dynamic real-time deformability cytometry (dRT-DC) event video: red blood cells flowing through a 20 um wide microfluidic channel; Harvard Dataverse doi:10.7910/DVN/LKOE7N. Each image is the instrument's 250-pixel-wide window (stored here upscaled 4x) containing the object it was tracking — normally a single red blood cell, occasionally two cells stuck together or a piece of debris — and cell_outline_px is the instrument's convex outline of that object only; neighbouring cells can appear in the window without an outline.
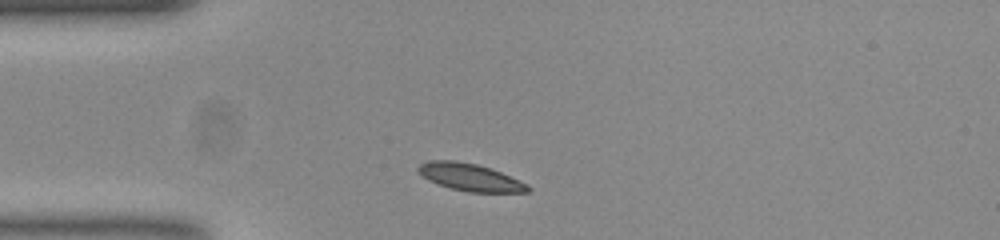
{"species": "common noctule bat (a hibernating species)", "species_latin": "Nyctalus noctula", "temperature_condition": "room temperature", "stored_images_in_passage": 33, "camera_frame_rate_fps": 3000, "um_per_image_px": 0.085, "animal": {"sex": "female", "body_mass_g": 23.0, "forearm_length_mm": 53.4}, "frame": {"image": 1, "passage_image": 1, "time_ms": 0.0, "image_size_px": [1000, 240], "cell_outline_px": [[528, 192], [468, 192], [452, 188], [428, 180], [416, 168], [420, 164], [432, 160], [452, 160], [476, 164], [500, 172], [524, 184], [528, 188]], "centroid_in_image_um": [39.89, 15.06], "position_along_channel_um": 45.1, "area_um2": 16.76}}
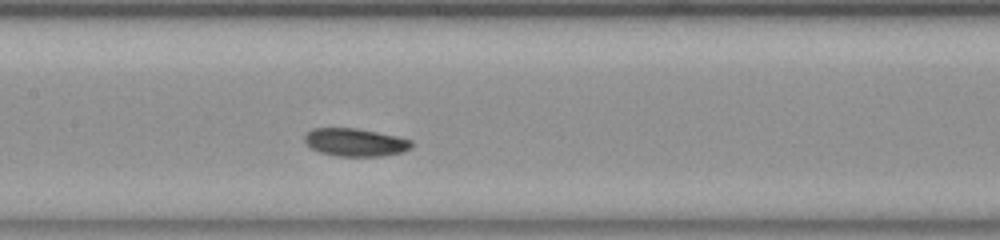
{"frame": {"image": 2, "passage_image": 13, "time_ms": 4.0, "image_size_px": [1000, 240], "cell_outline_px": [[412, 144], [408, 148], [400, 152], [380, 156], [340, 156], [320, 152], [312, 148], [304, 140], [304, 136], [312, 128], [356, 128], [396, 136], [412, 140]], "centroid_in_image_um": [30.17, 12.09], "position_along_channel_um": 177.2, "area_um2": 17.05}}
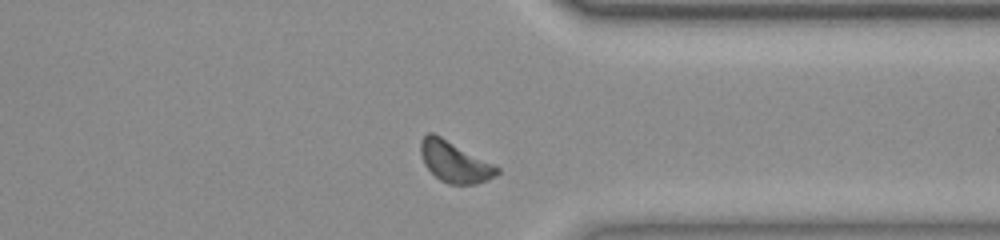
{"frame": {"image": 3, "passage_image": 29, "time_ms": 9.333, "image_size_px": [1000, 240], "cell_outline_px": [[500, 172], [496, 176], [488, 180], [476, 184], [448, 184], [440, 180], [424, 164], [420, 152], [420, 140], [428, 132], [432, 132], [440, 136], [500, 168]], "centroid_in_image_um": [38.63, 13.77], "position_along_channel_um": 372.8, "area_um2": 17.98}, "authors_computed_cell_mechanics": {"area_um2": 17.051, "velocity_mm_per_s": 3.7428, "shape_relaxation_time_tau1_ms": 0.9553, "shape_relaxation_time_tau2_ms": null, "deformation_change_tau1": 0.0576, "deformation_change_tau2": null}}